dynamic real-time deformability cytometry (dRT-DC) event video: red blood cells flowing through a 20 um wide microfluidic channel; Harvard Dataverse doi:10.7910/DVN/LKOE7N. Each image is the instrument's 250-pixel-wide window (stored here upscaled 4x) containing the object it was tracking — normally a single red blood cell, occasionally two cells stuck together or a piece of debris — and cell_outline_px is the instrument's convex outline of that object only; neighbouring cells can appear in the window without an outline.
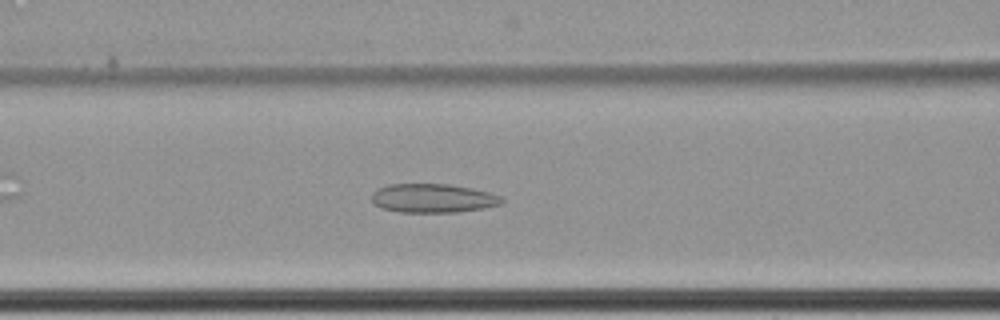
{"species": "common noctule bat (a hibernating species)", "species_latin": "Nyctalus noctula", "temperature_condition": "cold", "stored_images_in_passage": 39, "camera_frame_rate_fps": 3000, "um_per_image_px": 0.085, "animal": {"sex": "female", "body_mass_g": 22.7, "forearm_length_mm": 54.2}, "frame": {"image": 1, "passage_image": 24, "time_ms": 7.667, "image_size_px": [1000, 320], "cell_outline_px": [[504, 200], [500, 204], [484, 208], [456, 212], [400, 212], [380, 208], [372, 200], [372, 192], [376, 188], [388, 184], [448, 184], [472, 188], [504, 196]], "centroid_in_image_um": [36.79, 16.84], "position_along_channel_um": 129.8, "area_um2": 22.02}}
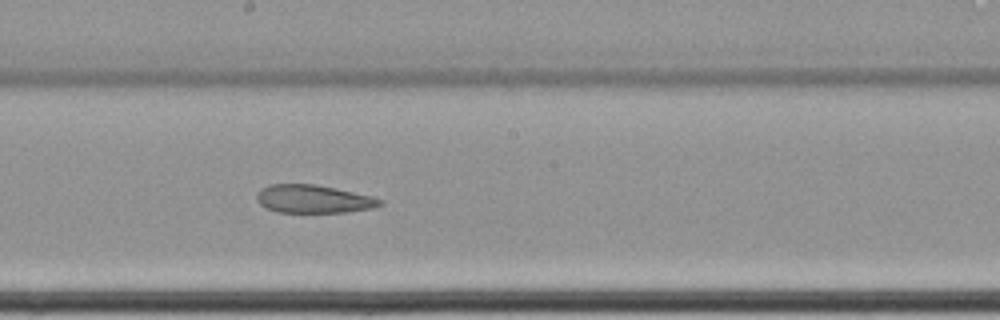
{"frame": {"image": 2, "passage_image": 32, "time_ms": 10.333, "image_size_px": [1000, 320], "cell_outline_px": [[384, 204], [372, 208], [348, 212], [276, 212], [264, 208], [256, 200], [256, 192], [260, 188], [268, 184], [316, 184], [336, 188], [372, 196], [384, 200]], "centroid_in_image_um": [26.61, 16.91], "position_along_channel_um": 221.6, "area_um2": 20.52}}
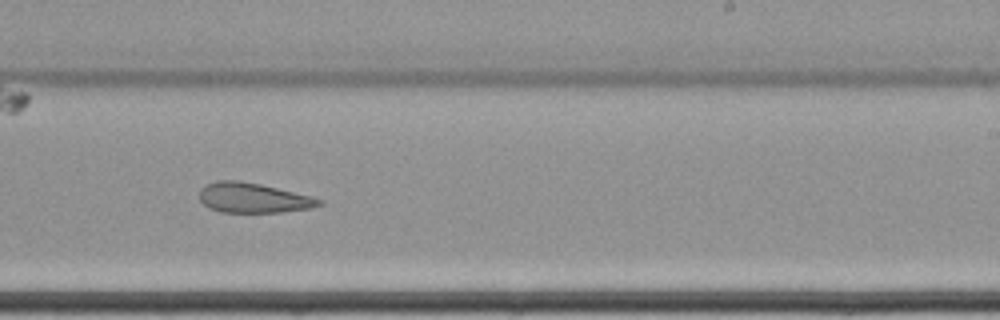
{"frame": {"image": 3, "passage_image": 36, "time_ms": 11.667, "image_size_px": [1000, 320], "cell_outline_px": [[324, 204], [312, 208], [280, 212], [220, 212], [208, 208], [200, 200], [200, 188], [204, 184], [216, 180], [240, 180], [260, 184], [312, 196], [324, 200]], "centroid_in_image_um": [21.52, 16.81], "position_along_channel_um": 267.5, "area_um2": 21.1}}